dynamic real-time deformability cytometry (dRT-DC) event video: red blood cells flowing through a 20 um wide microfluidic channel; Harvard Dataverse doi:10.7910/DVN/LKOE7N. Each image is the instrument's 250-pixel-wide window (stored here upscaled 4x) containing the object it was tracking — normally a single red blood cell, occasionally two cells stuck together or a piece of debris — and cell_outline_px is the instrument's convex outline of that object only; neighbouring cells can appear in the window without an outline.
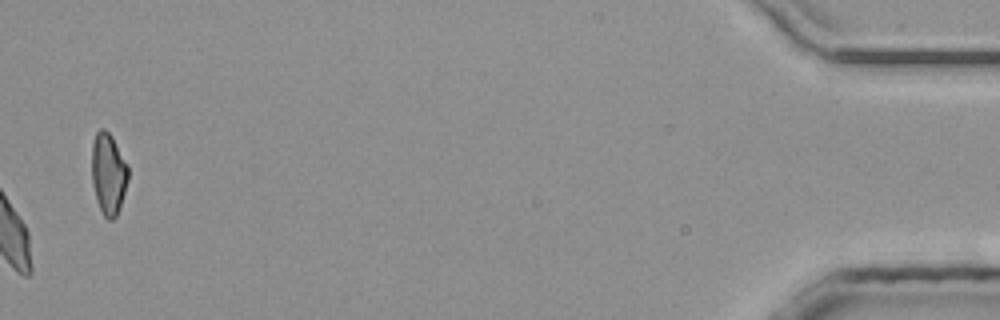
{"species": "common noctule bat (a hibernating species)", "species_latin": "Nyctalus noctula", "temperature_condition": "room temperature", "stored_images_in_passage": 32, "camera_frame_rate_fps": 3000, "um_per_image_px": 0.085, "animal": {"sex": "male", "body_mass_g": 20.4}, "frame": {"image": 1, "passage_image": 32, "time_ms": 10.333, "image_size_px": [1000, 320], "cell_outline_px": [[128, 180], [116, 216], [112, 220], [108, 220], [104, 216], [100, 208], [96, 196], [92, 180], [92, 144], [96, 132], [100, 128], [104, 128], [112, 136], [128, 164]], "centroid_in_image_um": [9.22, 14.72], "position_along_channel_um": 426.0, "area_um2": 17.11}}